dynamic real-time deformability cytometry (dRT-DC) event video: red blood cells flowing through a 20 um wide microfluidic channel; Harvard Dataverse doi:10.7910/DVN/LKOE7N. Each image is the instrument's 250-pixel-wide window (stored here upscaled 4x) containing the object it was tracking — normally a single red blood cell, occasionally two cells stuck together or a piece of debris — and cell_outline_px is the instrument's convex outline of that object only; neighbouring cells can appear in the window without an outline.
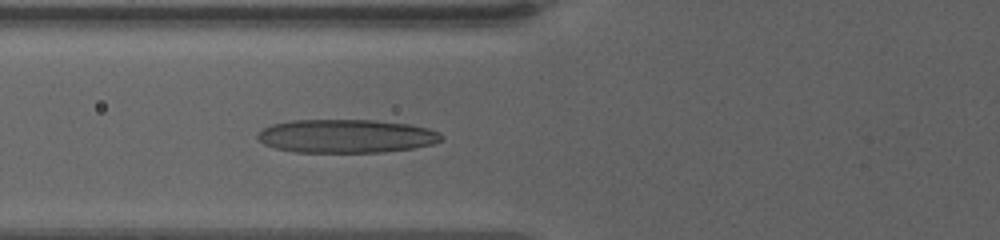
{"species": "human", "species_latin": "Homo sapiens", "temperature_condition": "warm", "stored_images_in_passage": 47, "camera_frame_rate_fps": 3000, "um_per_image_px": 0.085, "donor": {"sex": "female"}, "frame": {"image": 1, "passage_image": 12, "time_ms": 3.667, "image_size_px": [1000, 240], "cell_outline_px": [[444, 140], [432, 144], [412, 148], [384, 152], [296, 152], [276, 148], [264, 144], [256, 136], [264, 128], [272, 124], [292, 120], [376, 120], [408, 124], [428, 128], [440, 132], [444, 136]], "centroid_in_image_um": [29.47, 11.57], "position_along_channel_um": 96.3, "area_um2": 35.89}}
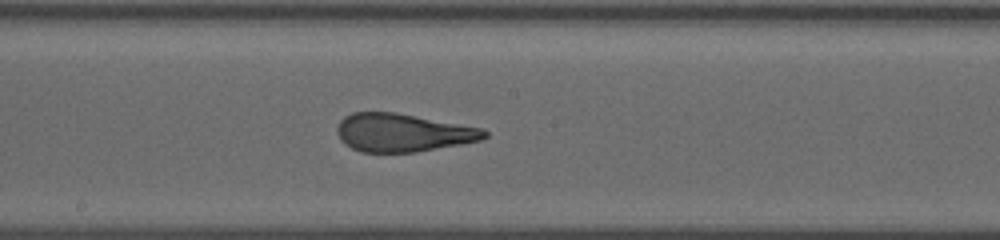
{"frame": {"image": 2, "passage_image": 22, "time_ms": 7.0, "image_size_px": [1000, 240], "cell_outline_px": [[488, 136], [480, 140], [460, 144], [416, 152], [360, 152], [344, 144], [340, 140], [336, 132], [336, 128], [340, 120], [344, 116], [352, 112], [396, 112], [484, 128], [488, 132]], "centroid_in_image_um": [34.21, 11.27], "position_along_channel_um": 214.0, "area_um2": 32.95}}
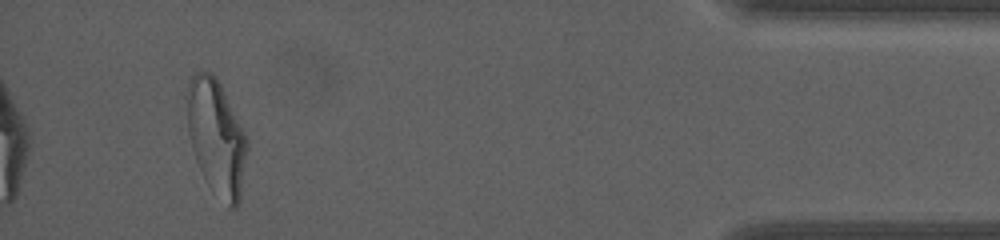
{"frame": {"image": 3, "passage_image": 44, "time_ms": 14.333, "image_size_px": [1000, 240], "cell_outline_px": [[248, 144], [240, 200], [236, 208], [228, 208], [212, 192], [196, 160], [192, 148], [188, 132], [184, 96], [188, 80], [196, 72], [212, 72], [216, 76], [244, 132]], "centroid_in_image_um": [18.36, 11.67], "position_along_channel_um": 416.8, "area_um2": 40.69}, "authors_computed_cell_mechanics": {"area_um2": 34.102, "velocity_mm_per_s": 3.5191, "shape_relaxation_time_tau1_ms": 8.6306, "shape_relaxation_time_tau2_ms": 0.8388, "deformation_change_tau1": 0.3191, "deformation_change_tau2": 0.096}}